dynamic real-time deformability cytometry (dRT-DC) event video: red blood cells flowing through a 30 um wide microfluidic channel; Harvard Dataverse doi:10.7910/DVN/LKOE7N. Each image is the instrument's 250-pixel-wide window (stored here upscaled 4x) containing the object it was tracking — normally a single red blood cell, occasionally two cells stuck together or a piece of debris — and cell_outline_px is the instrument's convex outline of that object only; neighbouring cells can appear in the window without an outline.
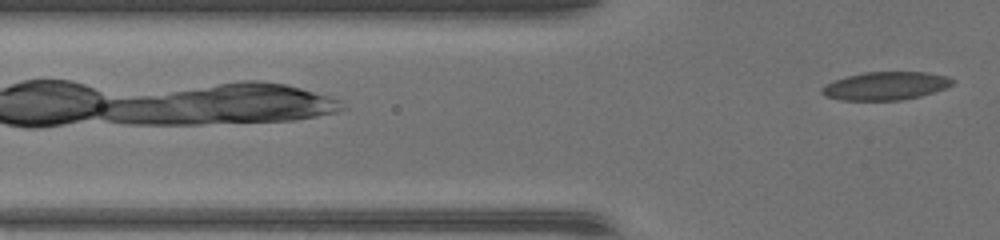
{"species": "common noctule bat (a hibernating species)", "species_latin": "Nyctalus noctula", "temperature_condition": "warm", "stored_images_in_passage": 9, "camera_frame_rate_fps": 3000, "um_per_image_px": 0.085, "animal": {"sex": "female", "body_mass_g": 17.0, "forearm_length_mm": 48.0}, "frame": {"image": 1, "passage_image": 9, "time_ms": 2.667, "image_size_px": [1000, 240], "cell_outline_px": [[956, 80], [952, 84], [944, 88], [920, 96], [900, 100], [840, 100], [824, 96], [820, 92], [820, 88], [836, 80], [848, 76], [864, 72], [928, 72], [948, 76]], "centroid_in_image_um": [75.28, 7.3], "position_along_channel_um": 50.5, "area_um2": 21.33}}